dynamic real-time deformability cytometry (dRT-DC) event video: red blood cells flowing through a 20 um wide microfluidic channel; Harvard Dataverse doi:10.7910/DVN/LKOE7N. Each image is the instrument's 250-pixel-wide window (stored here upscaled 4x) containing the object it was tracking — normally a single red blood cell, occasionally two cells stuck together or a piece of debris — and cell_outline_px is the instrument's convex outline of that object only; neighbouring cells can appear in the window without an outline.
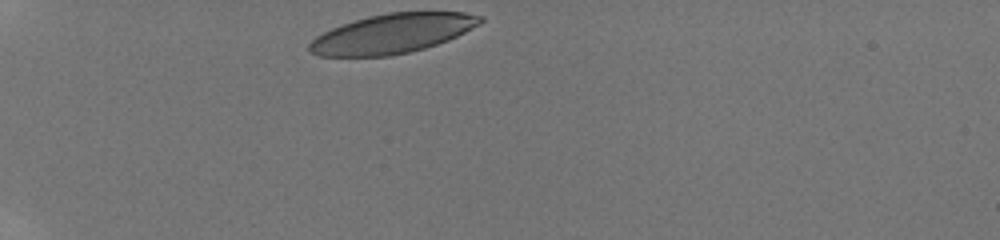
{"species": "human", "species_latin": "Homo sapiens", "temperature_condition": "room temperature", "stored_images_in_passage": 6, "camera_frame_rate_fps": 3000, "um_per_image_px": 0.085, "donor": {"sex": "male"}, "frame": {"image": 1, "passage_image": 1, "time_ms": 0.0, "image_size_px": [1000, 240], "cell_outline_px": [[484, 20], [480, 24], [448, 40], [424, 48], [408, 52], [388, 56], [320, 56], [312, 52], [308, 48], [308, 44], [316, 36], [332, 28], [368, 16], [388, 12], [464, 12], [484, 16]], "centroid_in_image_um": [33.37, 2.84], "position_along_channel_um": 51.6, "area_um2": 38.96}}